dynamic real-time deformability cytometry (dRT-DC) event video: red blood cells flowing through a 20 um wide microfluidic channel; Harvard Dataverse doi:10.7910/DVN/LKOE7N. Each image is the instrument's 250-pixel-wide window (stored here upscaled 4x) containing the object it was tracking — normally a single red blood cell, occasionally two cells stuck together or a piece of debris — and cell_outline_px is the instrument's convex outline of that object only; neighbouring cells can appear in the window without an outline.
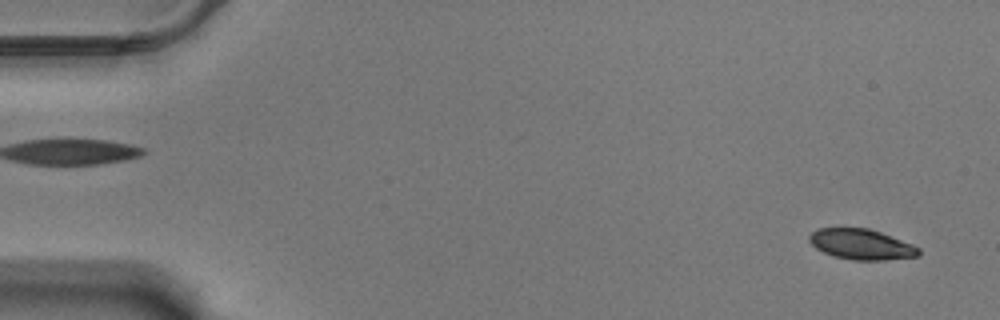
{"species": "Egyptian fruit bat (a non-hibernating species)", "species_latin": "Rousettus aegyptiacus", "temperature_condition": "warm", "stored_images_in_passage": 59, "camera_frame_rate_fps": 3000, "um_per_image_px": 0.085, "animal": {"sex": "male"}, "frame": {"image": 1, "passage_image": 3, "time_ms": 0.667, "image_size_px": [1000, 320], "cell_outline_px": [[920, 256], [880, 260], [852, 260], [832, 256], [816, 248], [808, 240], [808, 236], [816, 228], [868, 228], [880, 232], [912, 244], [920, 248]], "centroid_in_image_um": [73.19, 20.77], "position_along_channel_um": 11.8, "area_um2": 19.42}}
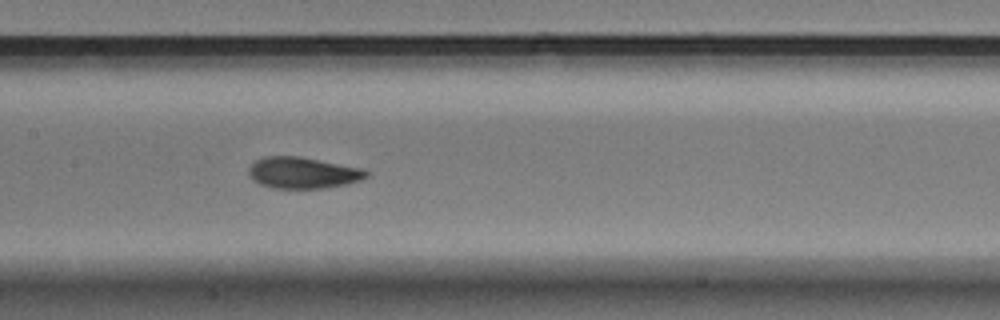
{"frame": {"image": 2, "passage_image": 29, "time_ms": 9.333, "image_size_px": [1000, 320], "cell_outline_px": [[368, 176], [360, 180], [344, 184], [324, 188], [272, 188], [260, 184], [252, 180], [248, 176], [248, 168], [256, 160], [264, 156], [300, 156], [364, 168], [368, 172]], "centroid_in_image_um": [25.72, 14.68], "position_along_channel_um": 181.7, "area_um2": 21.62}}
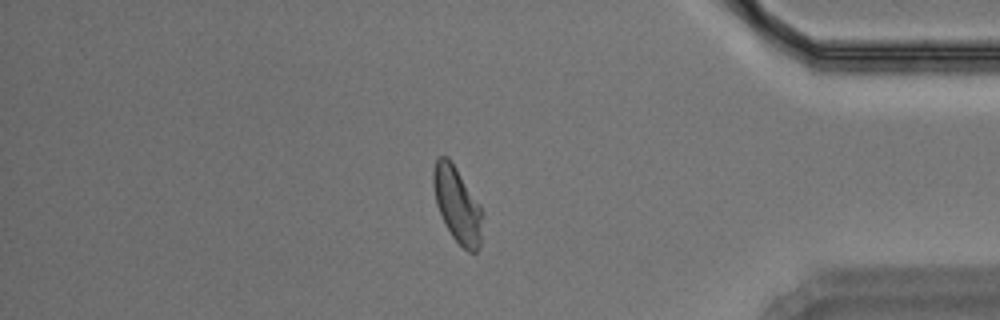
{"frame": {"image": 3, "passage_image": 50, "time_ms": 16.333, "image_size_px": [1000, 320], "cell_outline_px": [[480, 248], [476, 252], [468, 252], [452, 236], [436, 204], [432, 184], [432, 172], [436, 160], [440, 156], [448, 156], [452, 160], [480, 204]], "centroid_in_image_um": [38.83, 17.33], "position_along_channel_um": 396.4, "area_um2": 21.27}, "authors_computed_cell_mechanics": {"area_um2": 21.5016, "velocity_mm_per_s": 3.4683, "shape_relaxation_time_tau1_ms": 3.0664, "shape_relaxation_time_tau2_ms": 1.5558, "deformation_change_tau1": 0.1266, "deformation_change_tau2": 0.0645}}